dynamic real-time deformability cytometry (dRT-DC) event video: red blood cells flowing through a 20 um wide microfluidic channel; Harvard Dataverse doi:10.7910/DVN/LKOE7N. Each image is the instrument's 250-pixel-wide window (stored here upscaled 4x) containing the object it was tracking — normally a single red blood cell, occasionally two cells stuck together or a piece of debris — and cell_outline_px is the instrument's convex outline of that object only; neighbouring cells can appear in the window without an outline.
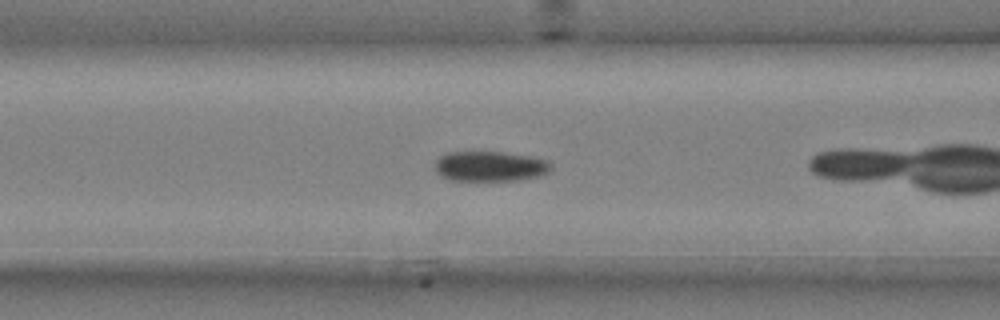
{"species": "common noctule bat (a hibernating species)", "species_latin": "Nyctalus noctula", "temperature_condition": "cold", "stored_images_in_passage": 28, "camera_frame_rate_fps": 3000, "um_per_image_px": 0.085, "animal": {"sex": "male", "body_mass_g": 20.4}, "frame": {"image": 1, "passage_image": 7, "time_ms": 2.0, "image_size_px": [1000, 320], "cell_outline_px": [[552, 168], [548, 172], [540, 176], [520, 180], [476, 184], [452, 180], [440, 176], [436, 172], [436, 160], [440, 156], [448, 152], [504, 152], [532, 156], [548, 160], [552, 164]], "centroid_in_image_um": [41.66, 14.19], "position_along_channel_um": 124.9, "area_um2": 21.5}}
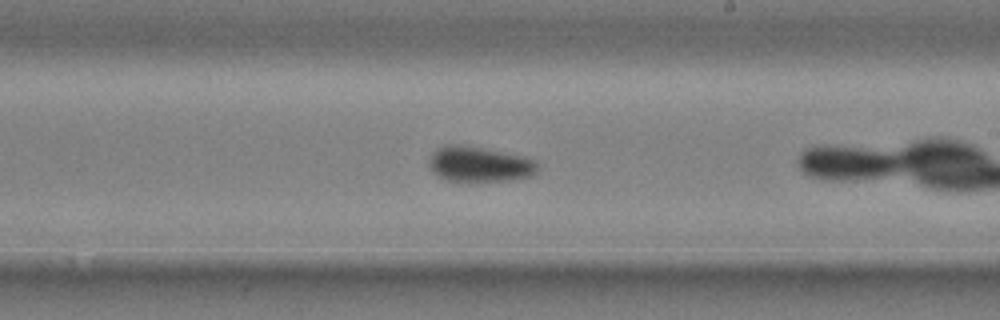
{"frame": {"image": 2, "passage_image": 17, "time_ms": 5.333, "image_size_px": [1000, 320], "cell_outline_px": [[540, 168], [532, 176], [512, 180], [448, 180], [432, 172], [428, 168], [428, 164], [432, 152], [436, 148], [444, 144], [460, 144], [524, 156], [536, 160], [540, 164]], "centroid_in_image_um": [40.76, 13.94], "position_along_channel_um": 248.2, "area_um2": 22.43}}
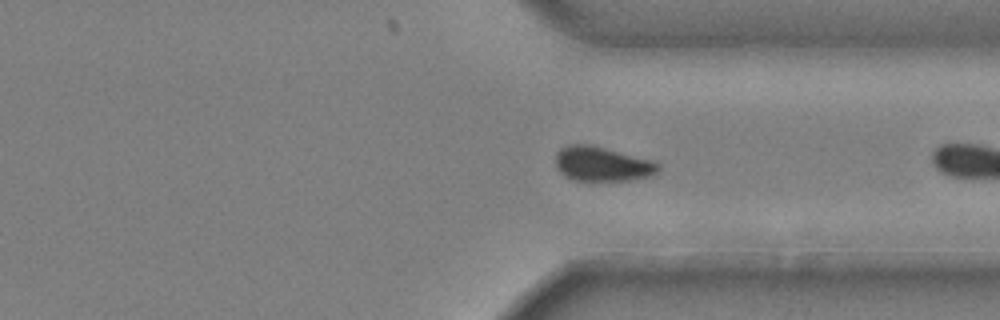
{"frame": {"image": 3, "passage_image": 26, "time_ms": 8.333, "image_size_px": [1000, 320], "cell_outline_px": [[660, 168], [652, 176], [632, 180], [592, 184], [576, 180], [564, 176], [556, 168], [556, 152], [560, 148], [568, 144], [592, 144], [652, 160], [660, 164]], "centroid_in_image_um": [51.17, 13.98], "position_along_channel_um": 360.2, "area_um2": 21.68}}